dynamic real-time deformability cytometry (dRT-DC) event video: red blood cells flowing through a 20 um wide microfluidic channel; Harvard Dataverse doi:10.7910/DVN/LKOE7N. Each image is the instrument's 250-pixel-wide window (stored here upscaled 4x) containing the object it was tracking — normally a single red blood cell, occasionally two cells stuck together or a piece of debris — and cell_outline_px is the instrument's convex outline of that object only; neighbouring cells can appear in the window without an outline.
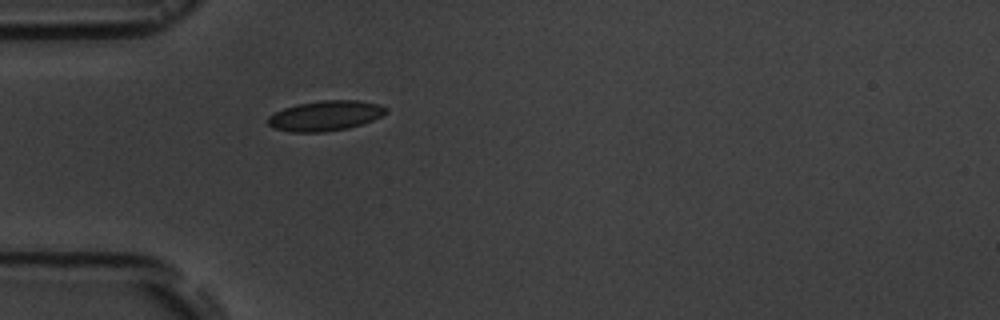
{"species": "common noctule bat (a hibernating species)", "species_latin": "Nyctalus noctula", "temperature_condition": "room temperature", "stored_images_in_passage": 1, "camera_frame_rate_fps": 3000, "um_per_image_px": 0.085, "animal": {"sex": "male", "body_mass_g": 19.5, "forearm_length_mm": 54.6}, "frame": {"image": 1, "passage_image": 1, "time_ms": 0.0, "image_size_px": [1000, 320], "cell_outline_px": [[388, 112], [372, 120], [348, 128], [320, 132], [292, 132], [272, 128], [268, 124], [268, 116], [284, 108], [296, 104], [324, 100], [360, 100], [380, 104], [388, 108]], "centroid_in_image_um": [27.66, 9.83], "position_along_channel_um": 57.3, "area_um2": 20.69}}